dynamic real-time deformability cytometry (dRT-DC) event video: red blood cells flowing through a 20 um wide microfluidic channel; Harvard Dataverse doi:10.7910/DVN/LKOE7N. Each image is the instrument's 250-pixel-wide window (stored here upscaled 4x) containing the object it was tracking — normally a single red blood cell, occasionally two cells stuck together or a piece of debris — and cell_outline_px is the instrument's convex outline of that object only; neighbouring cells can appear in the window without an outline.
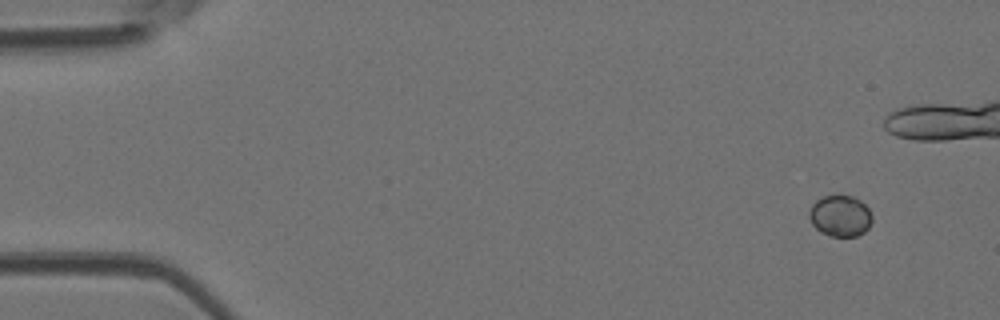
{"species": "Egyptian fruit bat (a non-hibernating species)", "species_latin": "Rousettus aegyptiacus", "temperature_condition": "room temperature", "stored_images_in_passage": 6, "camera_frame_rate_fps": 3000, "um_per_image_px": 0.085, "animal": {"sex": "female"}, "frame": {"image": 1, "passage_image": 1, "time_ms": 0.0, "image_size_px": [1000, 320], "cell_outline_px": [[872, 220], [868, 228], [864, 232], [856, 236], [828, 236], [820, 232], [812, 224], [808, 216], [808, 212], [812, 204], [820, 196], [852, 196], [860, 200], [868, 208], [872, 216]], "centroid_in_image_um": [71.39, 18.35], "position_along_channel_um": 13.6, "area_um2": 15.2}}